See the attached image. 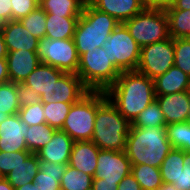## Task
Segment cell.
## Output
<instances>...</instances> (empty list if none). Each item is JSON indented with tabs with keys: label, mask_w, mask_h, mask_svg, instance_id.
<instances>
[{
	"label": "cell",
	"mask_w": 190,
	"mask_h": 190,
	"mask_svg": "<svg viewBox=\"0 0 190 190\" xmlns=\"http://www.w3.org/2000/svg\"><path fill=\"white\" fill-rule=\"evenodd\" d=\"M105 93L130 123L156 97L154 80L137 70L121 72L115 83Z\"/></svg>",
	"instance_id": "cell-1"
},
{
	"label": "cell",
	"mask_w": 190,
	"mask_h": 190,
	"mask_svg": "<svg viewBox=\"0 0 190 190\" xmlns=\"http://www.w3.org/2000/svg\"><path fill=\"white\" fill-rule=\"evenodd\" d=\"M131 123L108 99L105 91H97V111L92 142L100 150L123 151Z\"/></svg>",
	"instance_id": "cell-2"
},
{
	"label": "cell",
	"mask_w": 190,
	"mask_h": 190,
	"mask_svg": "<svg viewBox=\"0 0 190 190\" xmlns=\"http://www.w3.org/2000/svg\"><path fill=\"white\" fill-rule=\"evenodd\" d=\"M172 149L165 127H130L125 152L131 164H145L160 168Z\"/></svg>",
	"instance_id": "cell-3"
},
{
	"label": "cell",
	"mask_w": 190,
	"mask_h": 190,
	"mask_svg": "<svg viewBox=\"0 0 190 190\" xmlns=\"http://www.w3.org/2000/svg\"><path fill=\"white\" fill-rule=\"evenodd\" d=\"M119 24L112 16L87 3L78 18L73 36L79 57L87 51L102 47Z\"/></svg>",
	"instance_id": "cell-4"
},
{
	"label": "cell",
	"mask_w": 190,
	"mask_h": 190,
	"mask_svg": "<svg viewBox=\"0 0 190 190\" xmlns=\"http://www.w3.org/2000/svg\"><path fill=\"white\" fill-rule=\"evenodd\" d=\"M120 73L110 62L103 47L87 51L79 57L77 75L90 91H106L115 83Z\"/></svg>",
	"instance_id": "cell-5"
},
{
	"label": "cell",
	"mask_w": 190,
	"mask_h": 190,
	"mask_svg": "<svg viewBox=\"0 0 190 190\" xmlns=\"http://www.w3.org/2000/svg\"><path fill=\"white\" fill-rule=\"evenodd\" d=\"M123 24L141 48L170 37L168 19L164 8L145 7Z\"/></svg>",
	"instance_id": "cell-6"
},
{
	"label": "cell",
	"mask_w": 190,
	"mask_h": 190,
	"mask_svg": "<svg viewBox=\"0 0 190 190\" xmlns=\"http://www.w3.org/2000/svg\"><path fill=\"white\" fill-rule=\"evenodd\" d=\"M97 111V91H89L72 104L62 126L74 141L92 140Z\"/></svg>",
	"instance_id": "cell-7"
},
{
	"label": "cell",
	"mask_w": 190,
	"mask_h": 190,
	"mask_svg": "<svg viewBox=\"0 0 190 190\" xmlns=\"http://www.w3.org/2000/svg\"><path fill=\"white\" fill-rule=\"evenodd\" d=\"M109 55L110 62L120 72L137 69L141 47L129 34L126 26L120 23L102 46Z\"/></svg>",
	"instance_id": "cell-8"
},
{
	"label": "cell",
	"mask_w": 190,
	"mask_h": 190,
	"mask_svg": "<svg viewBox=\"0 0 190 190\" xmlns=\"http://www.w3.org/2000/svg\"><path fill=\"white\" fill-rule=\"evenodd\" d=\"M37 55L43 64L77 74L79 55L73 39L53 40L45 36L39 40Z\"/></svg>",
	"instance_id": "cell-9"
},
{
	"label": "cell",
	"mask_w": 190,
	"mask_h": 190,
	"mask_svg": "<svg viewBox=\"0 0 190 190\" xmlns=\"http://www.w3.org/2000/svg\"><path fill=\"white\" fill-rule=\"evenodd\" d=\"M174 39L151 43L141 48L137 71L156 79L174 66Z\"/></svg>",
	"instance_id": "cell-10"
},
{
	"label": "cell",
	"mask_w": 190,
	"mask_h": 190,
	"mask_svg": "<svg viewBox=\"0 0 190 190\" xmlns=\"http://www.w3.org/2000/svg\"><path fill=\"white\" fill-rule=\"evenodd\" d=\"M132 164L125 150H100L97 156V167L94 178L104 181L120 182L131 173Z\"/></svg>",
	"instance_id": "cell-11"
},
{
	"label": "cell",
	"mask_w": 190,
	"mask_h": 190,
	"mask_svg": "<svg viewBox=\"0 0 190 190\" xmlns=\"http://www.w3.org/2000/svg\"><path fill=\"white\" fill-rule=\"evenodd\" d=\"M89 91L77 74L64 73L46 93L41 94V102L76 103Z\"/></svg>",
	"instance_id": "cell-12"
},
{
	"label": "cell",
	"mask_w": 190,
	"mask_h": 190,
	"mask_svg": "<svg viewBox=\"0 0 190 190\" xmlns=\"http://www.w3.org/2000/svg\"><path fill=\"white\" fill-rule=\"evenodd\" d=\"M28 125L21 121L19 114L9 115L0 123V151H28L24 135Z\"/></svg>",
	"instance_id": "cell-13"
},
{
	"label": "cell",
	"mask_w": 190,
	"mask_h": 190,
	"mask_svg": "<svg viewBox=\"0 0 190 190\" xmlns=\"http://www.w3.org/2000/svg\"><path fill=\"white\" fill-rule=\"evenodd\" d=\"M155 96L165 116L166 125L188 121V114L190 111V90Z\"/></svg>",
	"instance_id": "cell-14"
},
{
	"label": "cell",
	"mask_w": 190,
	"mask_h": 190,
	"mask_svg": "<svg viewBox=\"0 0 190 190\" xmlns=\"http://www.w3.org/2000/svg\"><path fill=\"white\" fill-rule=\"evenodd\" d=\"M9 81L20 84L41 64L37 52L17 50L6 56Z\"/></svg>",
	"instance_id": "cell-15"
},
{
	"label": "cell",
	"mask_w": 190,
	"mask_h": 190,
	"mask_svg": "<svg viewBox=\"0 0 190 190\" xmlns=\"http://www.w3.org/2000/svg\"><path fill=\"white\" fill-rule=\"evenodd\" d=\"M74 140L64 131L56 130L51 141L37 151L39 161L68 163Z\"/></svg>",
	"instance_id": "cell-16"
},
{
	"label": "cell",
	"mask_w": 190,
	"mask_h": 190,
	"mask_svg": "<svg viewBox=\"0 0 190 190\" xmlns=\"http://www.w3.org/2000/svg\"><path fill=\"white\" fill-rule=\"evenodd\" d=\"M7 51L37 52L39 39L31 35L19 20H10L2 30Z\"/></svg>",
	"instance_id": "cell-17"
},
{
	"label": "cell",
	"mask_w": 190,
	"mask_h": 190,
	"mask_svg": "<svg viewBox=\"0 0 190 190\" xmlns=\"http://www.w3.org/2000/svg\"><path fill=\"white\" fill-rule=\"evenodd\" d=\"M90 4L119 23L131 19L145 8L143 0H90Z\"/></svg>",
	"instance_id": "cell-18"
},
{
	"label": "cell",
	"mask_w": 190,
	"mask_h": 190,
	"mask_svg": "<svg viewBox=\"0 0 190 190\" xmlns=\"http://www.w3.org/2000/svg\"><path fill=\"white\" fill-rule=\"evenodd\" d=\"M99 151L91 140L74 141L68 165L94 177Z\"/></svg>",
	"instance_id": "cell-19"
},
{
	"label": "cell",
	"mask_w": 190,
	"mask_h": 190,
	"mask_svg": "<svg viewBox=\"0 0 190 190\" xmlns=\"http://www.w3.org/2000/svg\"><path fill=\"white\" fill-rule=\"evenodd\" d=\"M155 95H167L190 90V77L176 66H172L154 79Z\"/></svg>",
	"instance_id": "cell-20"
},
{
	"label": "cell",
	"mask_w": 190,
	"mask_h": 190,
	"mask_svg": "<svg viewBox=\"0 0 190 190\" xmlns=\"http://www.w3.org/2000/svg\"><path fill=\"white\" fill-rule=\"evenodd\" d=\"M65 72L41 63L23 82L29 88L37 91L39 95L46 93L53 84L64 74Z\"/></svg>",
	"instance_id": "cell-21"
},
{
	"label": "cell",
	"mask_w": 190,
	"mask_h": 190,
	"mask_svg": "<svg viewBox=\"0 0 190 190\" xmlns=\"http://www.w3.org/2000/svg\"><path fill=\"white\" fill-rule=\"evenodd\" d=\"M40 168L34 183L40 190H61L60 181L68 163H52L39 161Z\"/></svg>",
	"instance_id": "cell-22"
},
{
	"label": "cell",
	"mask_w": 190,
	"mask_h": 190,
	"mask_svg": "<svg viewBox=\"0 0 190 190\" xmlns=\"http://www.w3.org/2000/svg\"><path fill=\"white\" fill-rule=\"evenodd\" d=\"M40 168L39 159L36 153H31L24 162H21L4 178L13 188L22 187L26 183H33Z\"/></svg>",
	"instance_id": "cell-23"
},
{
	"label": "cell",
	"mask_w": 190,
	"mask_h": 190,
	"mask_svg": "<svg viewBox=\"0 0 190 190\" xmlns=\"http://www.w3.org/2000/svg\"><path fill=\"white\" fill-rule=\"evenodd\" d=\"M78 18L47 14L46 37L53 40L73 39Z\"/></svg>",
	"instance_id": "cell-24"
},
{
	"label": "cell",
	"mask_w": 190,
	"mask_h": 190,
	"mask_svg": "<svg viewBox=\"0 0 190 190\" xmlns=\"http://www.w3.org/2000/svg\"><path fill=\"white\" fill-rule=\"evenodd\" d=\"M164 9L170 37L172 39L190 38V10H176L172 5Z\"/></svg>",
	"instance_id": "cell-25"
},
{
	"label": "cell",
	"mask_w": 190,
	"mask_h": 190,
	"mask_svg": "<svg viewBox=\"0 0 190 190\" xmlns=\"http://www.w3.org/2000/svg\"><path fill=\"white\" fill-rule=\"evenodd\" d=\"M184 150L173 148L160 165L163 183L174 185L183 170Z\"/></svg>",
	"instance_id": "cell-26"
},
{
	"label": "cell",
	"mask_w": 190,
	"mask_h": 190,
	"mask_svg": "<svg viewBox=\"0 0 190 190\" xmlns=\"http://www.w3.org/2000/svg\"><path fill=\"white\" fill-rule=\"evenodd\" d=\"M131 173L142 190H159L163 185L160 169L145 164H132Z\"/></svg>",
	"instance_id": "cell-27"
},
{
	"label": "cell",
	"mask_w": 190,
	"mask_h": 190,
	"mask_svg": "<svg viewBox=\"0 0 190 190\" xmlns=\"http://www.w3.org/2000/svg\"><path fill=\"white\" fill-rule=\"evenodd\" d=\"M39 6L46 14L60 17H80L84 8L79 0H43Z\"/></svg>",
	"instance_id": "cell-28"
},
{
	"label": "cell",
	"mask_w": 190,
	"mask_h": 190,
	"mask_svg": "<svg viewBox=\"0 0 190 190\" xmlns=\"http://www.w3.org/2000/svg\"><path fill=\"white\" fill-rule=\"evenodd\" d=\"M19 109L17 83L9 81L0 84V123L9 115L17 114Z\"/></svg>",
	"instance_id": "cell-29"
},
{
	"label": "cell",
	"mask_w": 190,
	"mask_h": 190,
	"mask_svg": "<svg viewBox=\"0 0 190 190\" xmlns=\"http://www.w3.org/2000/svg\"><path fill=\"white\" fill-rule=\"evenodd\" d=\"M55 131L56 129L52 128L47 123L29 126L24 135L28 151L37 153L39 149L51 141V137Z\"/></svg>",
	"instance_id": "cell-30"
},
{
	"label": "cell",
	"mask_w": 190,
	"mask_h": 190,
	"mask_svg": "<svg viewBox=\"0 0 190 190\" xmlns=\"http://www.w3.org/2000/svg\"><path fill=\"white\" fill-rule=\"evenodd\" d=\"M93 176L67 165L60 181L61 190H88L92 188Z\"/></svg>",
	"instance_id": "cell-31"
},
{
	"label": "cell",
	"mask_w": 190,
	"mask_h": 190,
	"mask_svg": "<svg viewBox=\"0 0 190 190\" xmlns=\"http://www.w3.org/2000/svg\"><path fill=\"white\" fill-rule=\"evenodd\" d=\"M132 127H166L165 116L155 99L131 123Z\"/></svg>",
	"instance_id": "cell-32"
},
{
	"label": "cell",
	"mask_w": 190,
	"mask_h": 190,
	"mask_svg": "<svg viewBox=\"0 0 190 190\" xmlns=\"http://www.w3.org/2000/svg\"><path fill=\"white\" fill-rule=\"evenodd\" d=\"M166 135L173 148L190 151V122L170 123L166 125Z\"/></svg>",
	"instance_id": "cell-33"
},
{
	"label": "cell",
	"mask_w": 190,
	"mask_h": 190,
	"mask_svg": "<svg viewBox=\"0 0 190 190\" xmlns=\"http://www.w3.org/2000/svg\"><path fill=\"white\" fill-rule=\"evenodd\" d=\"M72 104L74 103H43V115L46 123L56 130H61Z\"/></svg>",
	"instance_id": "cell-34"
},
{
	"label": "cell",
	"mask_w": 190,
	"mask_h": 190,
	"mask_svg": "<svg viewBox=\"0 0 190 190\" xmlns=\"http://www.w3.org/2000/svg\"><path fill=\"white\" fill-rule=\"evenodd\" d=\"M46 12L39 6L19 21L26 30L37 39L46 36Z\"/></svg>",
	"instance_id": "cell-35"
},
{
	"label": "cell",
	"mask_w": 190,
	"mask_h": 190,
	"mask_svg": "<svg viewBox=\"0 0 190 190\" xmlns=\"http://www.w3.org/2000/svg\"><path fill=\"white\" fill-rule=\"evenodd\" d=\"M174 66L190 77V38L174 39Z\"/></svg>",
	"instance_id": "cell-36"
},
{
	"label": "cell",
	"mask_w": 190,
	"mask_h": 190,
	"mask_svg": "<svg viewBox=\"0 0 190 190\" xmlns=\"http://www.w3.org/2000/svg\"><path fill=\"white\" fill-rule=\"evenodd\" d=\"M31 154L30 151H0V176L5 177Z\"/></svg>",
	"instance_id": "cell-37"
},
{
	"label": "cell",
	"mask_w": 190,
	"mask_h": 190,
	"mask_svg": "<svg viewBox=\"0 0 190 190\" xmlns=\"http://www.w3.org/2000/svg\"><path fill=\"white\" fill-rule=\"evenodd\" d=\"M18 114L21 121L28 126L46 123L43 113V103L40 101L34 105H27L19 109Z\"/></svg>",
	"instance_id": "cell-38"
},
{
	"label": "cell",
	"mask_w": 190,
	"mask_h": 190,
	"mask_svg": "<svg viewBox=\"0 0 190 190\" xmlns=\"http://www.w3.org/2000/svg\"><path fill=\"white\" fill-rule=\"evenodd\" d=\"M12 2V20H19L28 16L39 5L35 0H11Z\"/></svg>",
	"instance_id": "cell-39"
},
{
	"label": "cell",
	"mask_w": 190,
	"mask_h": 190,
	"mask_svg": "<svg viewBox=\"0 0 190 190\" xmlns=\"http://www.w3.org/2000/svg\"><path fill=\"white\" fill-rule=\"evenodd\" d=\"M17 97L20 108L27 105H34L41 101V95L36 90L27 87L23 83L17 84Z\"/></svg>",
	"instance_id": "cell-40"
},
{
	"label": "cell",
	"mask_w": 190,
	"mask_h": 190,
	"mask_svg": "<svg viewBox=\"0 0 190 190\" xmlns=\"http://www.w3.org/2000/svg\"><path fill=\"white\" fill-rule=\"evenodd\" d=\"M117 190H142L139 182L132 173L126 175L118 184Z\"/></svg>",
	"instance_id": "cell-41"
},
{
	"label": "cell",
	"mask_w": 190,
	"mask_h": 190,
	"mask_svg": "<svg viewBox=\"0 0 190 190\" xmlns=\"http://www.w3.org/2000/svg\"><path fill=\"white\" fill-rule=\"evenodd\" d=\"M119 182L104 181L102 178H93L94 190H117Z\"/></svg>",
	"instance_id": "cell-42"
},
{
	"label": "cell",
	"mask_w": 190,
	"mask_h": 190,
	"mask_svg": "<svg viewBox=\"0 0 190 190\" xmlns=\"http://www.w3.org/2000/svg\"><path fill=\"white\" fill-rule=\"evenodd\" d=\"M177 190H190V175L183 169L174 184Z\"/></svg>",
	"instance_id": "cell-43"
},
{
	"label": "cell",
	"mask_w": 190,
	"mask_h": 190,
	"mask_svg": "<svg viewBox=\"0 0 190 190\" xmlns=\"http://www.w3.org/2000/svg\"><path fill=\"white\" fill-rule=\"evenodd\" d=\"M0 16L7 21L12 20V2L11 0H0Z\"/></svg>",
	"instance_id": "cell-44"
},
{
	"label": "cell",
	"mask_w": 190,
	"mask_h": 190,
	"mask_svg": "<svg viewBox=\"0 0 190 190\" xmlns=\"http://www.w3.org/2000/svg\"><path fill=\"white\" fill-rule=\"evenodd\" d=\"M175 0H143L145 7H153V8H166Z\"/></svg>",
	"instance_id": "cell-45"
},
{
	"label": "cell",
	"mask_w": 190,
	"mask_h": 190,
	"mask_svg": "<svg viewBox=\"0 0 190 190\" xmlns=\"http://www.w3.org/2000/svg\"><path fill=\"white\" fill-rule=\"evenodd\" d=\"M9 82L7 60L0 59V84Z\"/></svg>",
	"instance_id": "cell-46"
},
{
	"label": "cell",
	"mask_w": 190,
	"mask_h": 190,
	"mask_svg": "<svg viewBox=\"0 0 190 190\" xmlns=\"http://www.w3.org/2000/svg\"><path fill=\"white\" fill-rule=\"evenodd\" d=\"M172 6L176 10H190V0H175Z\"/></svg>",
	"instance_id": "cell-47"
},
{
	"label": "cell",
	"mask_w": 190,
	"mask_h": 190,
	"mask_svg": "<svg viewBox=\"0 0 190 190\" xmlns=\"http://www.w3.org/2000/svg\"><path fill=\"white\" fill-rule=\"evenodd\" d=\"M7 54L8 51L6 48V44L4 42L2 32H0V59H6Z\"/></svg>",
	"instance_id": "cell-48"
},
{
	"label": "cell",
	"mask_w": 190,
	"mask_h": 190,
	"mask_svg": "<svg viewBox=\"0 0 190 190\" xmlns=\"http://www.w3.org/2000/svg\"><path fill=\"white\" fill-rule=\"evenodd\" d=\"M184 166L183 169L190 175V151H184Z\"/></svg>",
	"instance_id": "cell-49"
},
{
	"label": "cell",
	"mask_w": 190,
	"mask_h": 190,
	"mask_svg": "<svg viewBox=\"0 0 190 190\" xmlns=\"http://www.w3.org/2000/svg\"><path fill=\"white\" fill-rule=\"evenodd\" d=\"M0 190H14L13 186L4 178H0Z\"/></svg>",
	"instance_id": "cell-50"
},
{
	"label": "cell",
	"mask_w": 190,
	"mask_h": 190,
	"mask_svg": "<svg viewBox=\"0 0 190 190\" xmlns=\"http://www.w3.org/2000/svg\"><path fill=\"white\" fill-rule=\"evenodd\" d=\"M37 187L36 183H26L22 187L15 188L14 190H35Z\"/></svg>",
	"instance_id": "cell-51"
},
{
	"label": "cell",
	"mask_w": 190,
	"mask_h": 190,
	"mask_svg": "<svg viewBox=\"0 0 190 190\" xmlns=\"http://www.w3.org/2000/svg\"><path fill=\"white\" fill-rule=\"evenodd\" d=\"M159 190H177L174 185L163 183Z\"/></svg>",
	"instance_id": "cell-52"
},
{
	"label": "cell",
	"mask_w": 190,
	"mask_h": 190,
	"mask_svg": "<svg viewBox=\"0 0 190 190\" xmlns=\"http://www.w3.org/2000/svg\"><path fill=\"white\" fill-rule=\"evenodd\" d=\"M7 22L8 21L4 17L0 16V32L5 28Z\"/></svg>",
	"instance_id": "cell-53"
},
{
	"label": "cell",
	"mask_w": 190,
	"mask_h": 190,
	"mask_svg": "<svg viewBox=\"0 0 190 190\" xmlns=\"http://www.w3.org/2000/svg\"><path fill=\"white\" fill-rule=\"evenodd\" d=\"M84 6L87 4V3H90V0H79Z\"/></svg>",
	"instance_id": "cell-54"
},
{
	"label": "cell",
	"mask_w": 190,
	"mask_h": 190,
	"mask_svg": "<svg viewBox=\"0 0 190 190\" xmlns=\"http://www.w3.org/2000/svg\"><path fill=\"white\" fill-rule=\"evenodd\" d=\"M36 1V3L38 4V5H40V3L43 1V0H35Z\"/></svg>",
	"instance_id": "cell-55"
},
{
	"label": "cell",
	"mask_w": 190,
	"mask_h": 190,
	"mask_svg": "<svg viewBox=\"0 0 190 190\" xmlns=\"http://www.w3.org/2000/svg\"><path fill=\"white\" fill-rule=\"evenodd\" d=\"M188 121L190 122V111H189V114H188Z\"/></svg>",
	"instance_id": "cell-56"
}]
</instances>
